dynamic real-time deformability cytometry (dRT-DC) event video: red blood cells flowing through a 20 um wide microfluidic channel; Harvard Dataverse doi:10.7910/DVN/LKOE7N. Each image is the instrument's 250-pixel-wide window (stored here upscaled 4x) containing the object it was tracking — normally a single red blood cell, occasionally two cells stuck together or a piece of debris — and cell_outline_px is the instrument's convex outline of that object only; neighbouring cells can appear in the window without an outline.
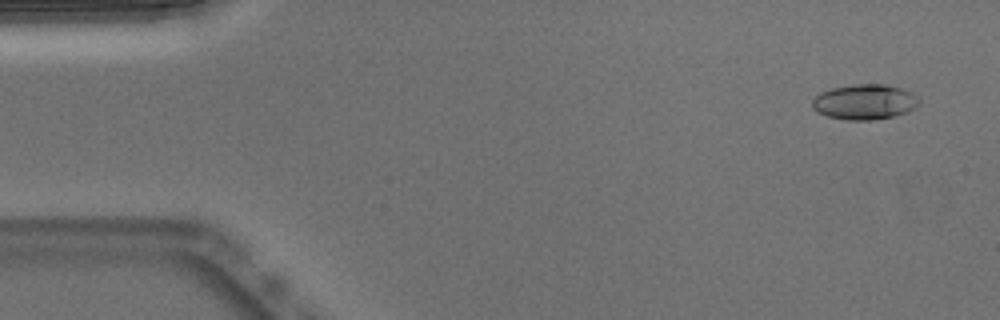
{"species": "Egyptian fruit bat (a non-hibernating species)", "species_latin": "Rousettus aegyptiacus", "temperature_condition": "warm", "stored_images_in_passage": 52, "camera_frame_rate_fps": 3000, "um_per_image_px": 0.085, "animal": {"sex": "male"}, "frame": {"image": 1, "passage_image": 3, "time_ms": 0.667, "image_size_px": [1000, 320], "cell_outline_px": [[920, 104], [916, 108], [908, 112], [896, 116], [872, 120], [848, 120], [828, 116], [816, 112], [812, 108], [812, 100], [820, 92], [832, 88], [852, 84], [884, 84], [900, 88], [912, 92], [920, 100]], "centroid_in_image_um": [73.51, 8.67], "position_along_channel_um": 11.5, "area_um2": 22.2}}
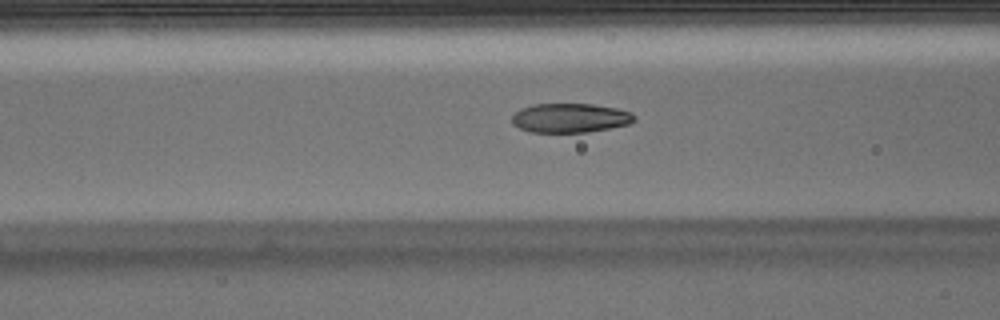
{"frame": {"image": 2, "passage_image": 20, "time_ms": 6.333, "image_size_px": [1000, 320], "cell_outline_px": [[636, 120], [628, 124], [588, 132], [528, 132], [512, 124], [512, 116], [520, 108], [532, 104], [592, 104], [616, 108], [632, 112], [636, 116]], "centroid_in_image_um": [48.45, 10.02], "position_along_channel_um": 118.1, "area_um2": 20.92}}
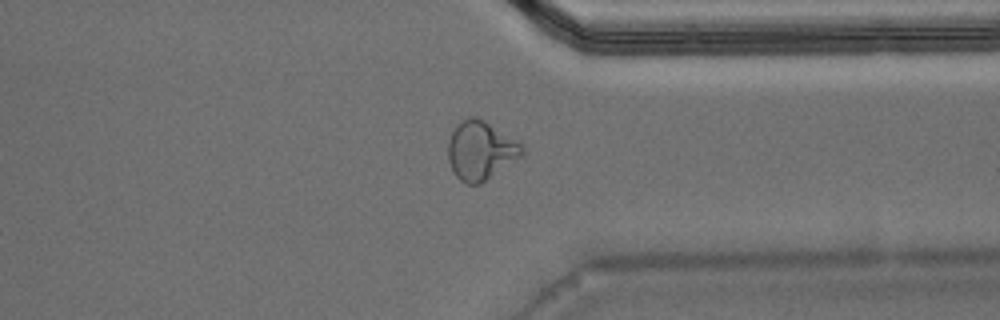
{"frame": {"image": 3, "passage_image": 40, "time_ms": 13.0, "image_size_px": [1000, 320], "cell_outline_px": [[524, 152], [520, 156], [480, 184], [468, 184], [460, 180], [452, 172], [448, 160], [448, 140], [456, 124], [460, 120], [468, 116], [476, 116], [484, 120], [524, 144]], "centroid_in_image_um": [40.82, 12.76], "position_along_channel_um": 370.6, "area_um2": 25.37}, "authors_computed_cell_mechanics": {"area_um2": 21.8484, "velocity_mm_per_s": 3.8225, "shape_relaxation_time_tau1_ms": 9.4936, "shape_relaxation_time_tau2_ms": 0.7997, "deformation_change_tau1": 0.3027, "deformation_change_tau2": 0.0678}}